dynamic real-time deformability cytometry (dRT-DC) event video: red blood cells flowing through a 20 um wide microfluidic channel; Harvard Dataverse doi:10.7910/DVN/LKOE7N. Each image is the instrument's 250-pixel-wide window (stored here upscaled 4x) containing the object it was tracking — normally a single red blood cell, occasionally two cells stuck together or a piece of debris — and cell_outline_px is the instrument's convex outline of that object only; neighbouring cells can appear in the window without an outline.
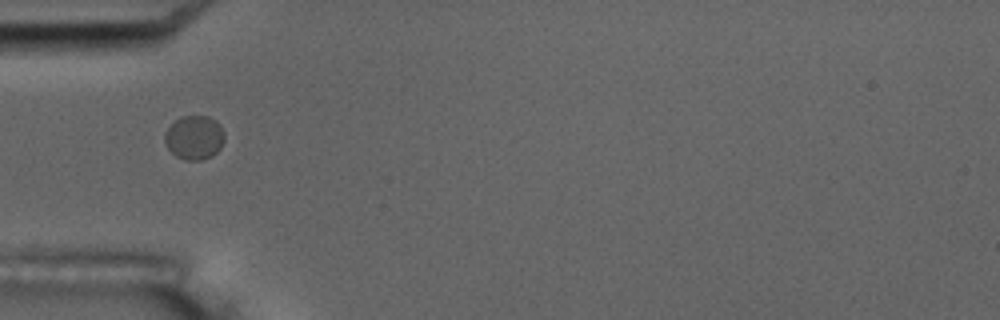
{"species": "common noctule bat (a hibernating species)", "species_latin": "Nyctalus noctula", "temperature_condition": "room temperature", "stored_images_in_passage": 7, "camera_frame_rate_fps": 3000, "um_per_image_px": 0.085, "animal": {"sex": "male", "body_mass_g": 17.5, "forearm_length_mm": 52.3}, "frame": {"image": 1, "passage_image": 5, "time_ms": 5.667, "image_size_px": [1000, 320], "cell_outline_px": [[224, 140], [220, 148], [212, 156], [200, 160], [184, 160], [176, 156], [168, 148], [164, 140], [164, 132], [180, 116], [208, 116], [216, 120], [224, 132]], "centroid_in_image_um": [16.51, 11.69], "position_along_channel_um": 68.5, "area_um2": 15.32}}